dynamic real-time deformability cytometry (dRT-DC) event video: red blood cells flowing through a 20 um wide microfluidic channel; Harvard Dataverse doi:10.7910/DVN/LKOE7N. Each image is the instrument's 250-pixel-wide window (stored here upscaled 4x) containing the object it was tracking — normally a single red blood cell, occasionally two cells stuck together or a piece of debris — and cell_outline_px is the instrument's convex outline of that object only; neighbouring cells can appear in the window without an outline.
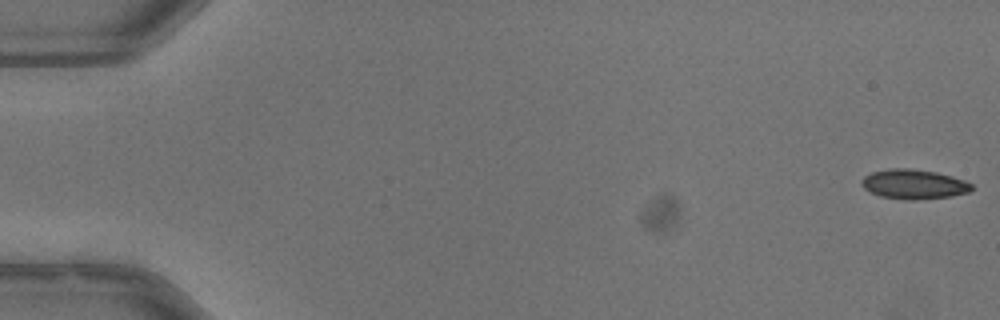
{"species": "common noctule bat (a hibernating species)", "species_latin": "Nyctalus noctula", "temperature_condition": "warm", "stored_images_in_passage": 53, "camera_frame_rate_fps": 3000, "um_per_image_px": 0.085, "animal": {"sex": "male", "body_mass_g": 13.3}, "frame": {"image": 1, "passage_image": 1, "time_ms": 0.0, "image_size_px": [1000, 320], "cell_outline_px": [[972, 188], [968, 192], [952, 196], [916, 200], [904, 200], [880, 196], [864, 188], [860, 184], [864, 176], [872, 172], [888, 168], [908, 168], [936, 172], [952, 176], [964, 180], [972, 184]], "centroid_in_image_um": [77.66, 15.66], "position_along_channel_um": 7.3, "area_um2": 19.02}}
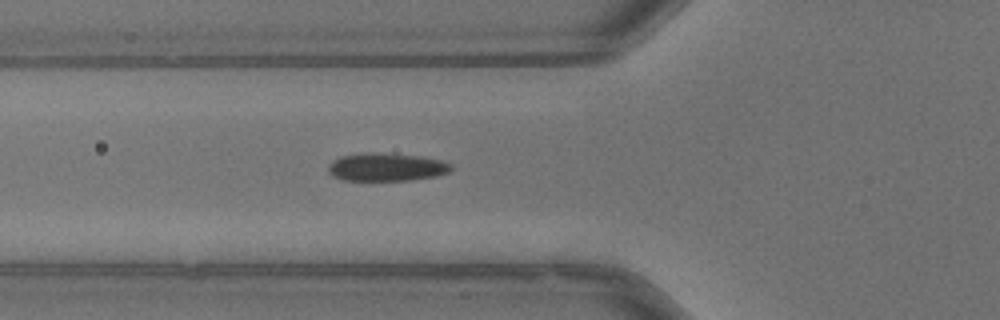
{"frame": {"image": 2, "passage_image": 20, "time_ms": 6.333, "image_size_px": [1000, 320], "cell_outline_px": [[452, 168], [448, 172], [436, 176], [408, 180], [340, 180], [332, 176], [328, 172], [328, 164], [332, 160], [340, 156], [360, 152], [364, 152], [420, 156], [440, 160], [452, 164]], "centroid_in_image_um": [32.78, 14.2], "position_along_channel_um": 93.0, "area_um2": 20.11}}
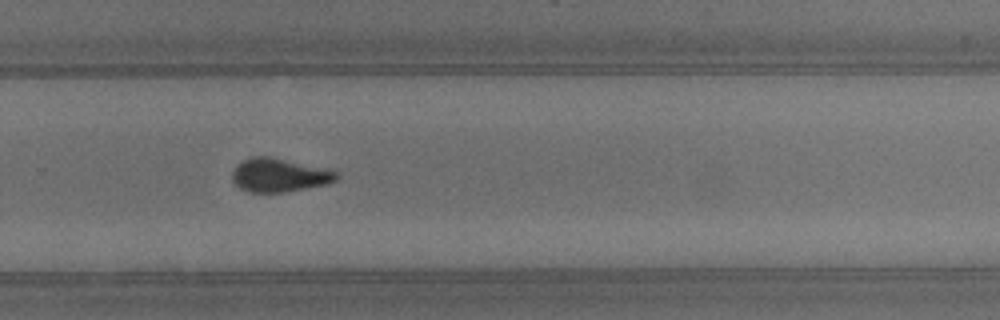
{"frame": {"image": 3, "passage_image": 36, "time_ms": 11.667, "image_size_px": [1000, 320], "cell_outline_px": [[340, 176], [336, 180], [328, 184], [284, 192], [248, 192], [240, 188], [232, 180], [232, 172], [236, 164], [252, 156], [268, 156], [324, 168], [336, 172]], "centroid_in_image_um": [23.71, 14.89], "position_along_channel_um": 306.1, "area_um2": 20.29}, "authors_computed_cell_mechanics": {"area_um2": 19.7676, "velocity_mm_per_s": 3.9934, "shape_relaxation_time_tau1_ms": 6.7503, "shape_relaxation_time_tau2_ms": 1.8295, "deformation_change_tau1": 0.1677, "deformation_change_tau2": 0.0642}}